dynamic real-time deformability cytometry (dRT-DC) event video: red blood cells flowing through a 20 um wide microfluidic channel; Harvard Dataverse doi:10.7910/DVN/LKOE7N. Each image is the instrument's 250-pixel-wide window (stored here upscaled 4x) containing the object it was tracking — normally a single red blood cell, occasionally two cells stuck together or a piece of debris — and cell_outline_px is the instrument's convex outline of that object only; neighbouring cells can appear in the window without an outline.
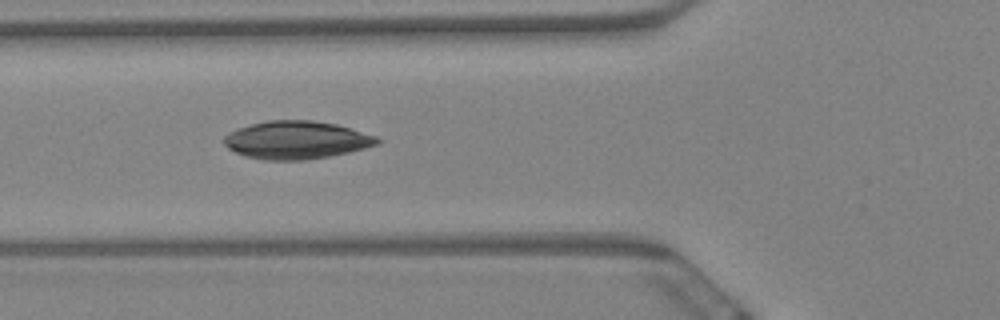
{"species": "Egyptian fruit bat (a non-hibernating species)", "species_latin": "Rousettus aegyptiacus", "temperature_condition": "warm", "stored_images_in_passage": 3, "camera_frame_rate_fps": 3000, "um_per_image_px": 0.085, "animal": {"sex": "female"}, "frame": {"image": 1, "passage_image": 2, "time_ms": 0.333, "image_size_px": [1000, 320], "cell_outline_px": [[380, 144], [348, 152], [328, 156], [304, 160], [260, 160], [244, 156], [228, 148], [220, 140], [228, 132], [252, 124], [268, 120], [312, 120], [336, 124], [376, 136], [380, 140]], "centroid_in_image_um": [25.15, 11.9], "position_along_channel_um": 100.6, "area_um2": 33.87}}
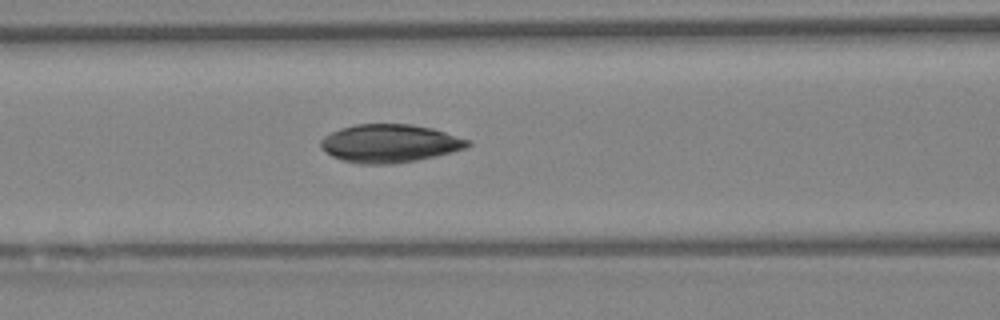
{"frame": {"image": 2, "passage_image": 3, "time_ms": 0.667, "image_size_px": [1000, 320], "cell_outline_px": [[472, 144], [464, 148], [452, 152], [436, 156], [416, 160], [392, 164], [360, 164], [340, 160], [332, 156], [320, 148], [320, 140], [324, 136], [340, 128], [356, 124], [412, 124], [432, 128], [472, 140]], "centroid_in_image_um": [33.12, 12.19], "position_along_channel_um": 133.5, "area_um2": 32.89}}